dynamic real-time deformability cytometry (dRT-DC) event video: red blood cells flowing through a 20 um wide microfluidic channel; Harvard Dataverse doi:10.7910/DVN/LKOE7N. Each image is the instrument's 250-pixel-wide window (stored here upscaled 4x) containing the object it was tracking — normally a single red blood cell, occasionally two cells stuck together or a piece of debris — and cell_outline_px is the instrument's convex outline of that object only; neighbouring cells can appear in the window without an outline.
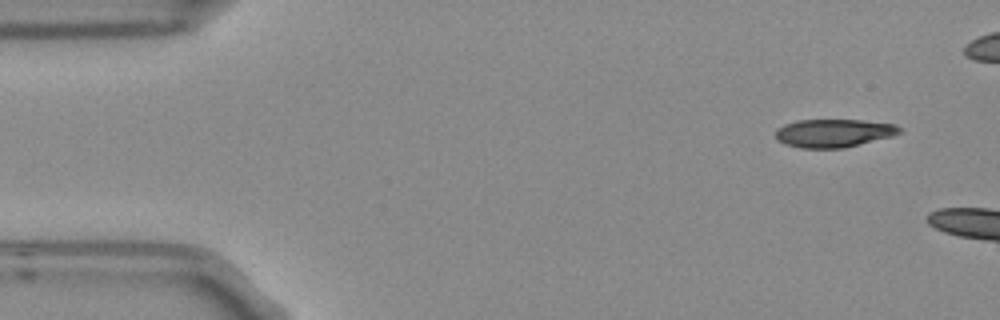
{"species": "Egyptian fruit bat (a non-hibernating species)", "species_latin": "Rousettus aegyptiacus", "temperature_condition": "room temperature", "stored_images_in_passage": 3, "camera_frame_rate_fps": 3000, "um_per_image_px": 0.085, "frame": {"image": 1, "passage_image": 1, "time_ms": 0.0, "image_size_px": [1000, 320], "cell_outline_px": [[904, 132], [892, 136], [844, 148], [800, 148], [784, 144], [776, 140], [776, 128], [784, 124], [796, 120], [860, 120], [896, 124]], "centroid_in_image_um": [70.85, 11.31], "position_along_channel_um": 14.2, "area_um2": 20.52}}